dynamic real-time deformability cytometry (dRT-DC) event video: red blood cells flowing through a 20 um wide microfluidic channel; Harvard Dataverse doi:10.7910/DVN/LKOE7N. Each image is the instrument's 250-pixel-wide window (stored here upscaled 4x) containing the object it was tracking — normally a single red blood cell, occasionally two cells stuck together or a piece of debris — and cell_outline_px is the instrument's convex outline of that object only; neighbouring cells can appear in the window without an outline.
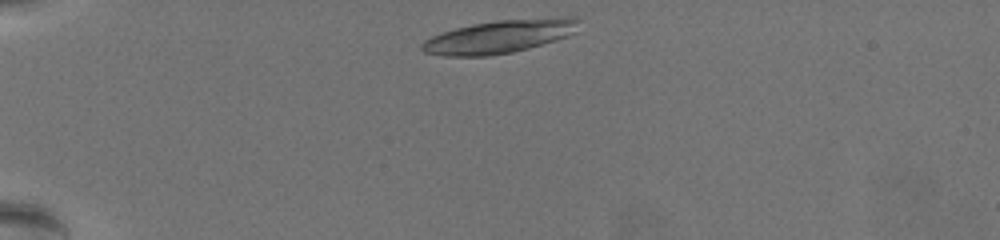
{"species": "common noctule bat (a hibernating species)", "species_latin": "Nyctalus noctula", "temperature_condition": "warm", "stored_images_in_passage": 40, "camera_frame_rate_fps": 3000, "um_per_image_px": 0.085, "animal": {"sex": "female", "body_mass_g": 19.5, "forearm_length_mm": 54.1}, "frame": {"image": 1, "passage_image": 2, "time_ms": 0.333, "image_size_px": [1000, 240], "cell_outline_px": [[580, 20], [576, 32], [568, 36], [556, 40], [528, 48], [512, 52], [488, 56], [444, 56], [424, 52], [420, 48], [420, 44], [424, 40], [432, 36], [456, 28], [472, 24], [496, 20], [556, 16], [576, 16]], "centroid_in_image_um": [42.52, 3.08], "position_along_channel_um": 42.5, "area_um2": 30.69}}